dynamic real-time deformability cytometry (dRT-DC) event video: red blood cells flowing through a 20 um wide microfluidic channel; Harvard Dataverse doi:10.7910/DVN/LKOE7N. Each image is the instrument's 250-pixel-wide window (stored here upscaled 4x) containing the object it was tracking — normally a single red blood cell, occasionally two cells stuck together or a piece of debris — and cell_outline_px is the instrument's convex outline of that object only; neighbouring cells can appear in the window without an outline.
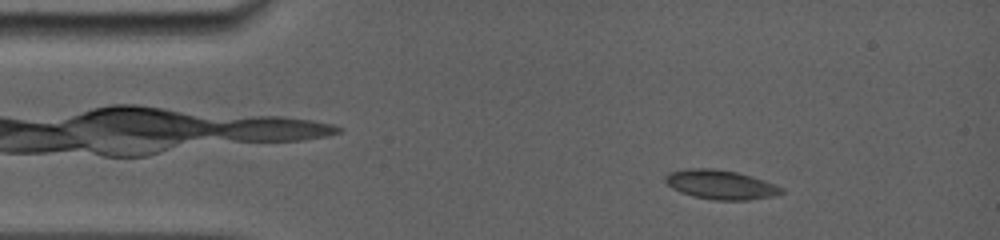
{"species": "common noctule bat (a hibernating species)", "species_latin": "Nyctalus noctula", "temperature_condition": "room temperature", "stored_images_in_passage": 32, "camera_frame_rate_fps": 5000, "um_per_image_px": 0.085, "animal": {"sex": "female", "body_mass_g": 19.0, "forearm_length_mm": 56.7}, "frame": {"image": 1, "passage_image": 13, "time_ms": 2.2, "image_size_px": [1000, 240], "cell_outline_px": [[784, 192], [776, 196], [748, 200], [712, 200], [680, 192], [672, 188], [664, 180], [664, 176], [668, 172], [688, 168], [712, 168], [736, 172], [752, 176], [776, 184], [784, 188]], "centroid_in_image_um": [61.28, 15.69], "position_along_channel_um": 23.7, "area_um2": 19.94}}
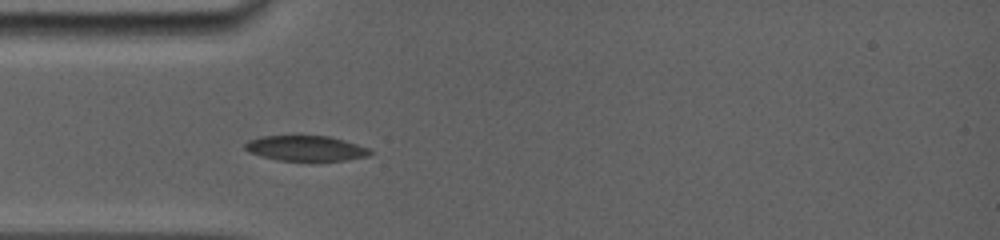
{"frame": {"image": 2, "passage_image": 26, "time_ms": 4.6, "image_size_px": [1000, 240], "cell_outline_px": [[372, 152], [368, 156], [344, 160], [280, 160], [248, 152], [244, 148], [244, 144], [248, 140], [260, 136], [328, 136], [344, 140], [368, 148]], "centroid_in_image_um": [25.96, 12.59], "position_along_channel_um": 59.0, "area_um2": 18.09}}
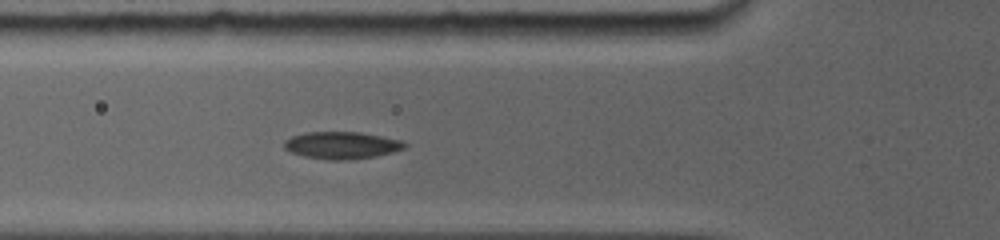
{"frame": {"image": 3, "passage_image": 31, "time_ms": 5.6, "image_size_px": [1000, 240], "cell_outline_px": [[408, 144], [404, 148], [392, 152], [376, 156], [348, 160], [328, 160], [304, 156], [292, 152], [284, 148], [284, 140], [292, 136], [304, 132], [360, 132], [400, 140]], "centroid_in_image_um": [29.03, 12.35], "position_along_channel_um": 96.8, "area_um2": 19.02}}